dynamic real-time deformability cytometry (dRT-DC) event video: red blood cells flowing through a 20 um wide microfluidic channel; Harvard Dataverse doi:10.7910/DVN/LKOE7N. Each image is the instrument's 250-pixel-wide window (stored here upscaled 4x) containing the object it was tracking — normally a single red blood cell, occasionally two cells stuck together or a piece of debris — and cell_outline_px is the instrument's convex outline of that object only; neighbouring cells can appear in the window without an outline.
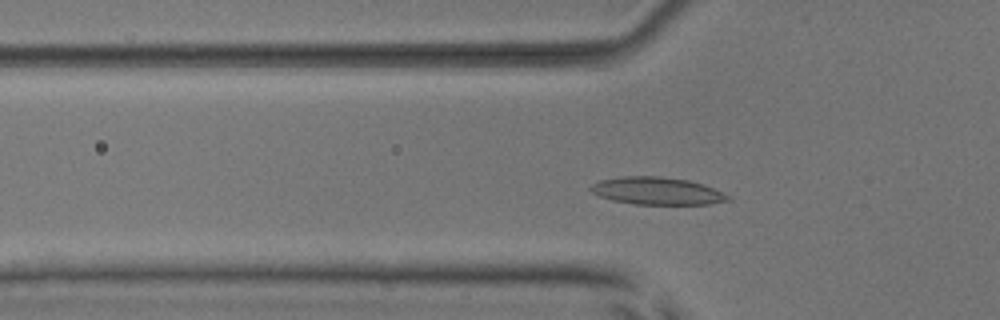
{"species": "common noctule bat (a hibernating species)", "species_latin": "Nyctalus noctula", "temperature_condition": "room temperature", "stored_images_in_passage": 37, "camera_frame_rate_fps": 3000, "um_per_image_px": 0.085, "animal": {"sex": "male", "body_mass_g": 17.9, "forearm_length_mm": 54.2}, "frame": {"image": 1, "passage_image": 9, "time_ms": 2.667, "image_size_px": [1000, 320], "cell_outline_px": [[732, 200], [708, 204], [632, 204], [612, 200], [600, 196], [592, 192], [588, 188], [592, 184], [600, 180], [624, 176], [660, 176], [688, 180], [712, 188], [732, 196]], "centroid_in_image_um": [55.84, 16.23], "position_along_channel_um": 70.0, "area_um2": 21.91}}
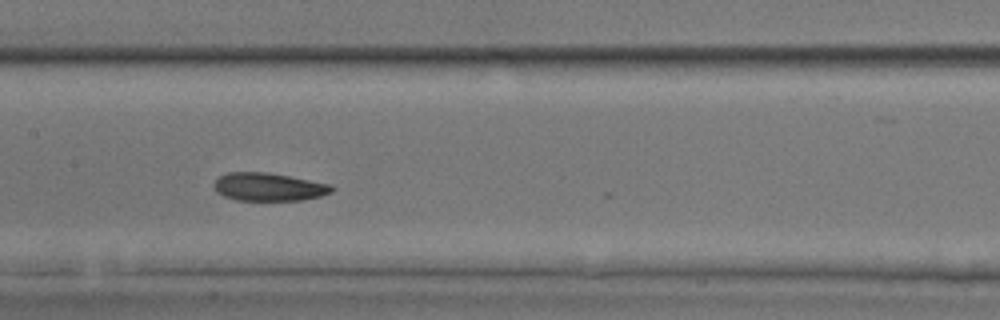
{"frame": {"image": 2, "passage_image": 18, "time_ms": 5.667, "image_size_px": [1000, 320], "cell_outline_px": [[336, 188], [332, 192], [320, 196], [304, 200], [236, 200], [224, 196], [216, 192], [212, 184], [220, 176], [228, 172], [268, 172], [332, 184]], "centroid_in_image_um": [22.85, 15.88], "position_along_channel_um": 184.5, "area_um2": 19.42}}
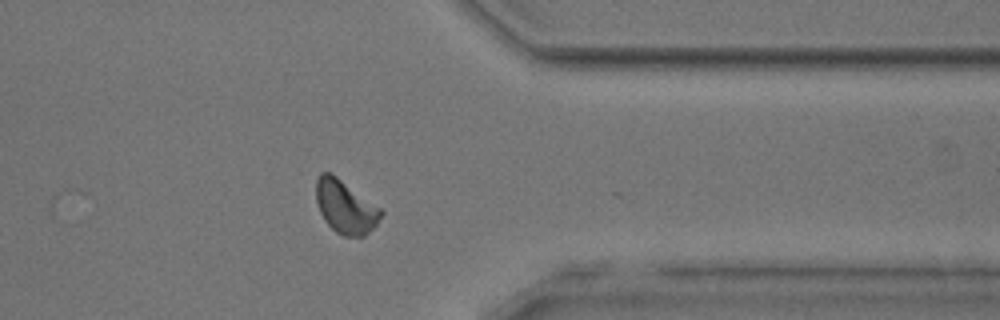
{"frame": {"image": 3, "passage_image": 34, "time_ms": 11.0, "image_size_px": [1000, 320], "cell_outline_px": [[384, 212], [376, 224], [364, 236], [344, 236], [336, 232], [324, 220], [320, 212], [316, 200], [316, 180], [320, 172], [332, 172], [380, 208]], "centroid_in_image_um": [29.33, 17.56], "position_along_channel_um": 382.1, "area_um2": 20.0}, "authors_computed_cell_mechanics": {"area_um2": 19.652, "velocity_mm_per_s": 3.8546, "shape_relaxation_time_tau1_ms": 2.7801, "shape_relaxation_time_tau2_ms": 3.5157, "deformation_change_tau1": 0.109, "deformation_change_tau2": 0.1078}}